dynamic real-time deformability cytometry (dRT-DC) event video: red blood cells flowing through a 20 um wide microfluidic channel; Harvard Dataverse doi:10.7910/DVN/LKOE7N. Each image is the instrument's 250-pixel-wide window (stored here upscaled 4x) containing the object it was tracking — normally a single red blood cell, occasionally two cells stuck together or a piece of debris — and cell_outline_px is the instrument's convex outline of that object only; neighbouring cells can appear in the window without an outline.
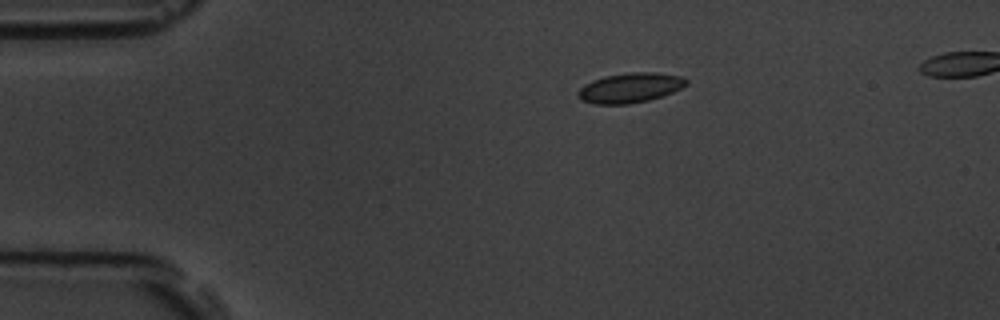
{"species": "common noctule bat (a hibernating species)", "species_latin": "Nyctalus noctula", "temperature_condition": "room temperature", "stored_images_in_passage": 8, "camera_frame_rate_fps": 3000, "um_per_image_px": 0.085, "animal": {"sex": "male", "body_mass_g": 19.5, "forearm_length_mm": 54.6}, "frame": {"image": 1, "passage_image": 1, "time_ms": 0.0, "image_size_px": [1000, 320], "cell_outline_px": [[688, 84], [672, 92], [648, 100], [628, 104], [596, 104], [580, 100], [576, 92], [584, 84], [592, 80], [604, 76], [632, 72], [656, 72], [680, 76], [688, 80]], "centroid_in_image_um": [53.52, 7.46], "position_along_channel_um": 31.5, "area_um2": 18.79}}
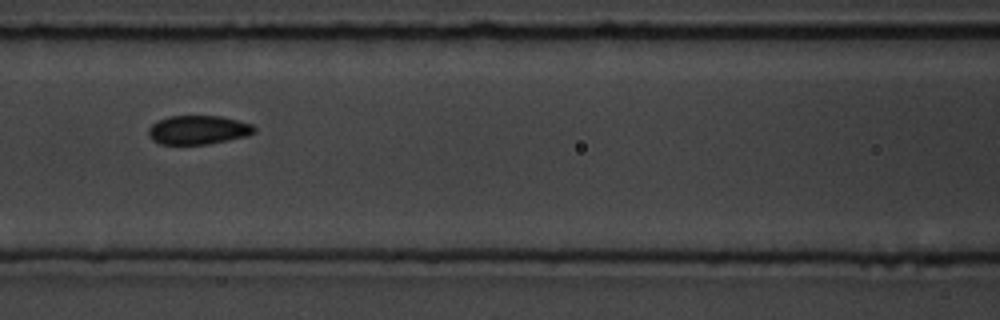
{"frame": {"image": 2, "passage_image": 5, "time_ms": 4.667, "image_size_px": [1000, 320], "cell_outline_px": [[256, 132], [248, 136], [208, 144], [160, 144], [152, 140], [148, 132], [148, 128], [152, 124], [168, 116], [220, 116], [252, 124], [256, 128]], "centroid_in_image_um": [16.86, 11.04], "position_along_channel_um": 149.7, "area_um2": 17.8}}
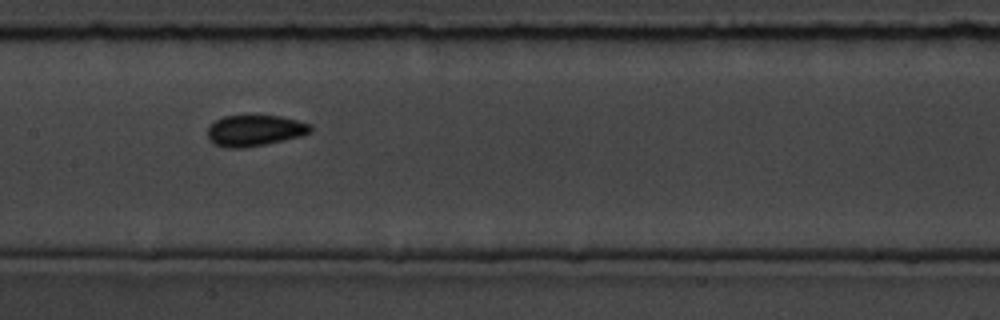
{"frame": {"image": 3, "passage_image": 6, "time_ms": 5.667, "image_size_px": [1000, 320], "cell_outline_px": [[312, 128], [308, 132], [300, 136], [284, 140], [244, 148], [224, 148], [208, 140], [208, 128], [216, 120], [224, 116], [280, 116], [312, 124]], "centroid_in_image_um": [21.63, 11.1], "position_along_channel_um": 185.8, "area_um2": 18.44}}